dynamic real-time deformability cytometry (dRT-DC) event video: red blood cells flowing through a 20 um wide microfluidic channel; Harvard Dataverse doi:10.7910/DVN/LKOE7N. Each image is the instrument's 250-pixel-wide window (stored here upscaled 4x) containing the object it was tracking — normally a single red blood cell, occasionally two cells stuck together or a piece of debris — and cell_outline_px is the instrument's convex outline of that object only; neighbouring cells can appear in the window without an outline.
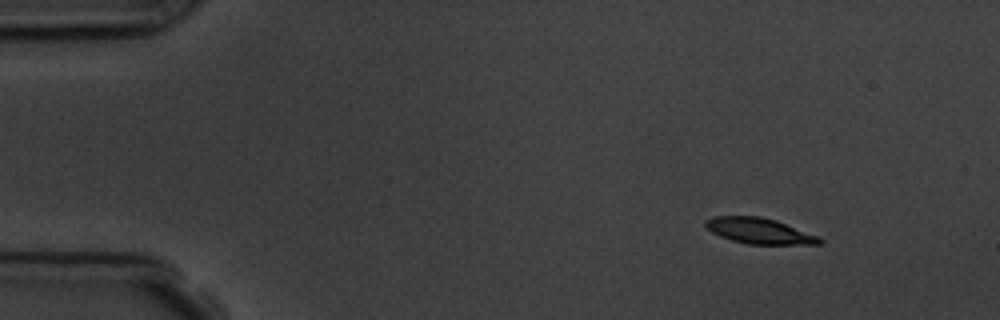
{"species": "common noctule bat (a hibernating species)", "species_latin": "Nyctalus noctula", "temperature_condition": "room temperature", "stored_images_in_passage": 4, "camera_frame_rate_fps": 3000, "um_per_image_px": 0.085, "animal": {"sex": "male", "body_mass_g": 19.5, "forearm_length_mm": 54.6}, "frame": {"image": 1, "passage_image": 1, "time_ms": 0.0, "image_size_px": [1000, 320], "cell_outline_px": [[824, 240], [820, 244], [748, 244], [732, 240], [720, 236], [712, 232], [704, 224], [704, 220], [712, 216], [760, 216], [776, 220], [820, 236]], "centroid_in_image_um": [64.56, 19.62], "position_along_channel_um": 20.4, "area_um2": 17.17}}
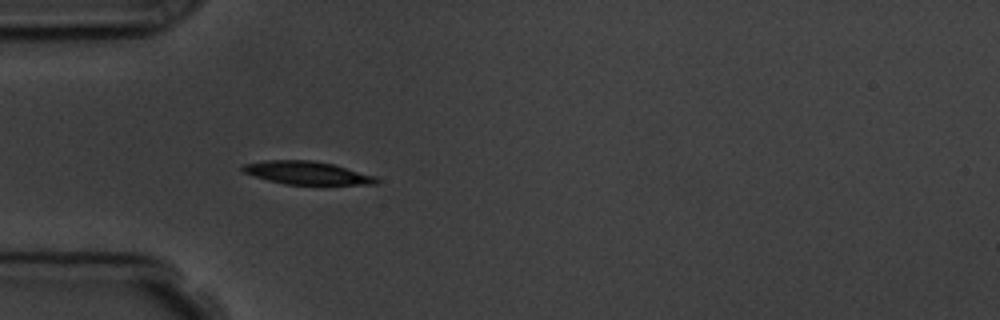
{"frame": {"image": 2, "passage_image": 4, "time_ms": 3.333, "image_size_px": [1000, 320], "cell_outline_px": [[380, 180], [376, 184], [284, 184], [268, 180], [244, 172], [240, 168], [244, 164], [264, 160], [312, 160], [332, 164], [376, 176]], "centroid_in_image_um": [26.09, 14.69], "position_along_channel_um": 58.9, "area_um2": 17.74}}